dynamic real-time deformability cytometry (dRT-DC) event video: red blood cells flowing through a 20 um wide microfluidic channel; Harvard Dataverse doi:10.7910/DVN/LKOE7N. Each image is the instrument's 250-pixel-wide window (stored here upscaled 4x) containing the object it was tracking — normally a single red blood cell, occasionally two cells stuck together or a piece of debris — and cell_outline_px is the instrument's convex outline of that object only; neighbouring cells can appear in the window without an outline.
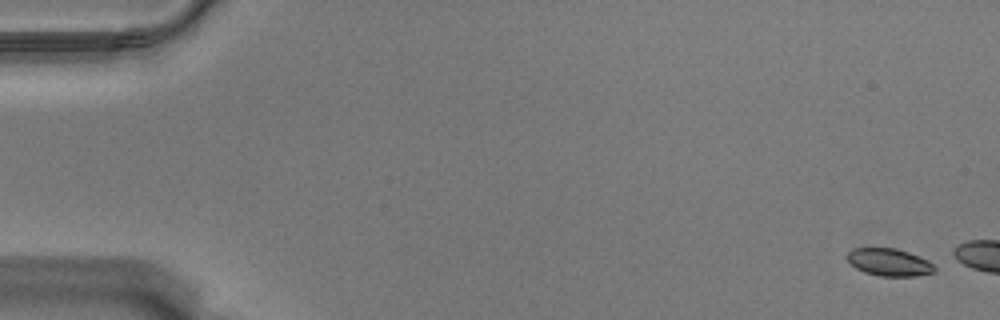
{"species": "Egyptian fruit bat (a non-hibernating species)", "species_latin": "Rousettus aegyptiacus", "temperature_condition": "warm", "stored_images_in_passage": 6, "camera_frame_rate_fps": 3000, "um_per_image_px": 0.085, "animal": {"sex": "male"}, "frame": {"image": 1, "passage_image": 1, "time_ms": 0.0, "image_size_px": [1000, 320], "cell_outline_px": [[936, 272], [916, 276], [880, 276], [864, 272], [856, 268], [844, 256], [852, 248], [896, 248], [908, 252], [928, 260], [936, 268]], "centroid_in_image_um": [75.58, 22.29], "position_along_channel_um": 9.4, "area_um2": 14.05}}